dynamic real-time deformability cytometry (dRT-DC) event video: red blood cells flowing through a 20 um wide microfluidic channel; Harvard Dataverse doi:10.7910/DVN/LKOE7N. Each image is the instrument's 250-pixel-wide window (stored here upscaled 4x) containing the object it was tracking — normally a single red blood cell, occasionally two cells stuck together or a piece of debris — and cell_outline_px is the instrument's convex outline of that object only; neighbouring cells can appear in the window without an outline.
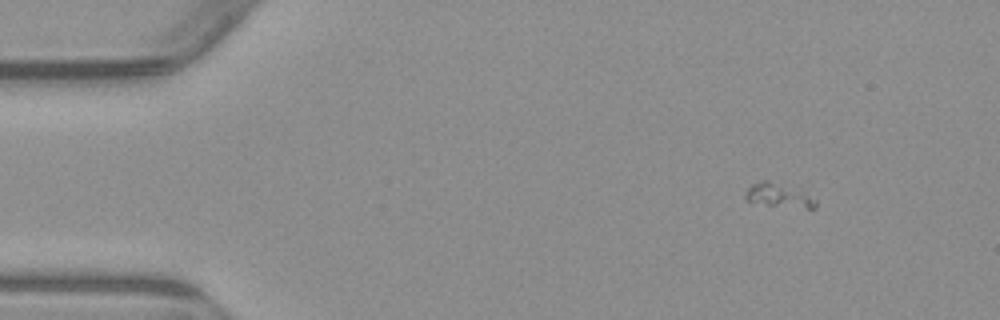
{"species": "common noctule bat (a hibernating species)", "species_latin": "Nyctalus noctula", "temperature_condition": "warm", "stored_images_in_passage": 4, "camera_frame_rate_fps": 3000, "um_per_image_px": 0.085, "animal": {"sex": "male", "body_mass_g": 23.1, "forearm_length_mm": 52.7}, "frame": {"image": 1, "passage_image": 1, "time_ms": 0.0, "image_size_px": [1000, 320], "cell_outline_px": [[816, 208], [808, 208], [768, 204], [748, 200], [744, 196], [748, 188], [752, 184], [764, 180], [768, 180], [800, 184], [816, 200]], "centroid_in_image_um": [66.34, 16.52], "position_along_channel_um": 18.7, "area_um2": 10.29}}
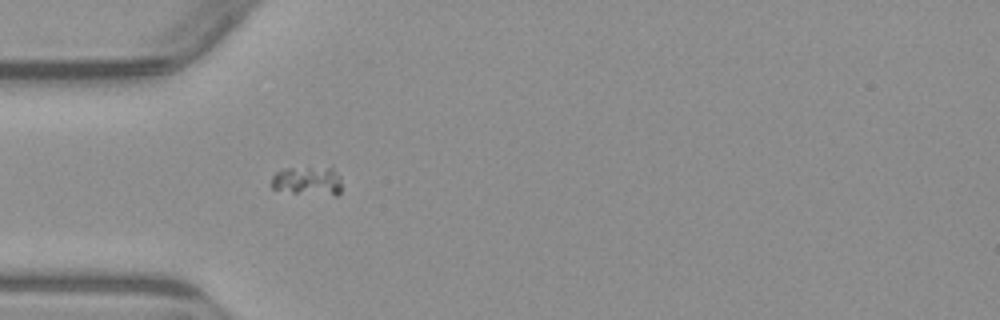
{"frame": {"image": 2, "passage_image": 4, "time_ms": 3.333, "image_size_px": [1000, 320], "cell_outline_px": [[340, 192], [336, 196], [292, 192], [272, 188], [268, 184], [272, 176], [276, 172], [284, 168], [332, 168], [340, 176]], "centroid_in_image_um": [26.12, 15.38], "position_along_channel_um": 58.9, "area_um2": 11.85}}